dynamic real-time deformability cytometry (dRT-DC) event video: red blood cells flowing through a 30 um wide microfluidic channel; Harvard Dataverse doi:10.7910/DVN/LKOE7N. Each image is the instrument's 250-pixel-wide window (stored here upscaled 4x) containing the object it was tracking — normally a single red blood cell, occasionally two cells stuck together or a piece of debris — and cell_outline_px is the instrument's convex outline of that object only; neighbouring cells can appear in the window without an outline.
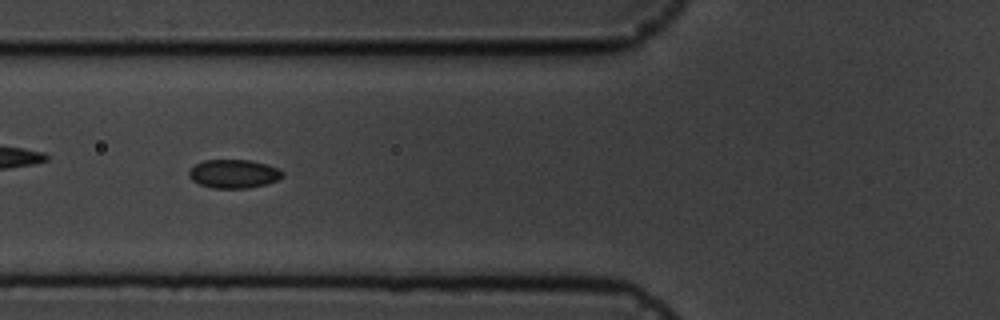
{"species": "common noctule bat (a hibernating species)", "species_latin": "Nyctalus noctula", "temperature_condition": "cold", "stored_images_in_passage": 11, "camera_frame_rate_fps": 3000, "um_per_image_px": 0.085, "animal": {"sex": "male", "body_mass_g": 19.5, "forearm_length_mm": 54.6}, "frame": {"image": 1, "passage_image": 7, "time_ms": 7.0, "image_size_px": [1000, 320], "cell_outline_px": [[284, 176], [276, 180], [264, 184], [248, 188], [212, 188], [200, 184], [192, 180], [188, 176], [188, 172], [196, 164], [204, 160], [248, 160], [264, 164], [276, 168], [284, 172]], "centroid_in_image_um": [19.84, 14.78], "position_along_channel_um": 106.0, "area_um2": 15.37}}
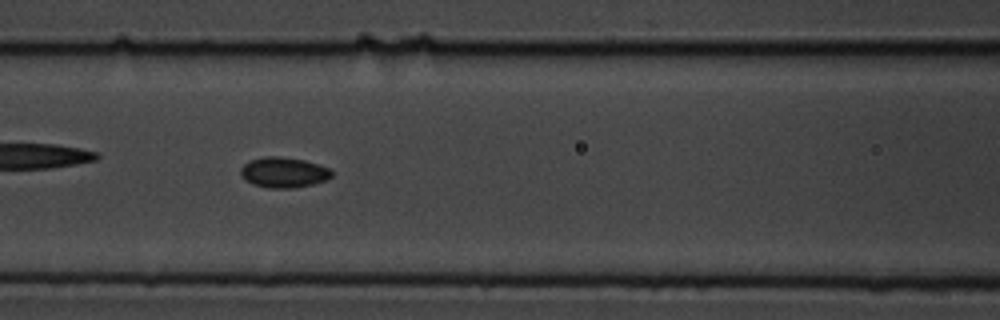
{"frame": {"image": 2, "passage_image": 8, "time_ms": 8.0, "image_size_px": [1000, 320], "cell_outline_px": [[332, 176], [328, 180], [312, 184], [292, 188], [268, 188], [252, 184], [240, 172], [240, 168], [244, 164], [252, 160], [264, 156], [280, 156], [304, 160], [328, 168], [332, 172]], "centroid_in_image_um": [24.13, 14.65], "position_along_channel_um": 142.5, "area_um2": 15.95}}
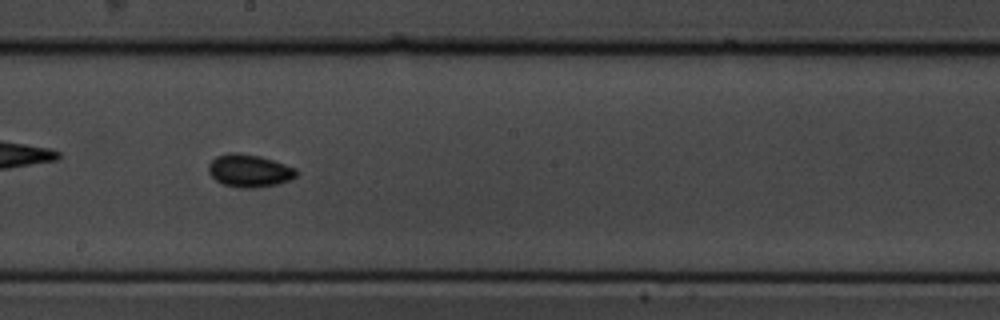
{"frame": {"image": 3, "passage_image": 10, "time_ms": 10.333, "image_size_px": [1000, 320], "cell_outline_px": [[296, 176], [288, 180], [276, 184], [256, 188], [240, 188], [224, 184], [216, 180], [208, 172], [208, 164], [216, 156], [228, 152], [236, 152], [260, 156], [296, 168]], "centroid_in_image_um": [21.15, 14.5], "position_along_channel_um": 227.0, "area_um2": 16.65}}